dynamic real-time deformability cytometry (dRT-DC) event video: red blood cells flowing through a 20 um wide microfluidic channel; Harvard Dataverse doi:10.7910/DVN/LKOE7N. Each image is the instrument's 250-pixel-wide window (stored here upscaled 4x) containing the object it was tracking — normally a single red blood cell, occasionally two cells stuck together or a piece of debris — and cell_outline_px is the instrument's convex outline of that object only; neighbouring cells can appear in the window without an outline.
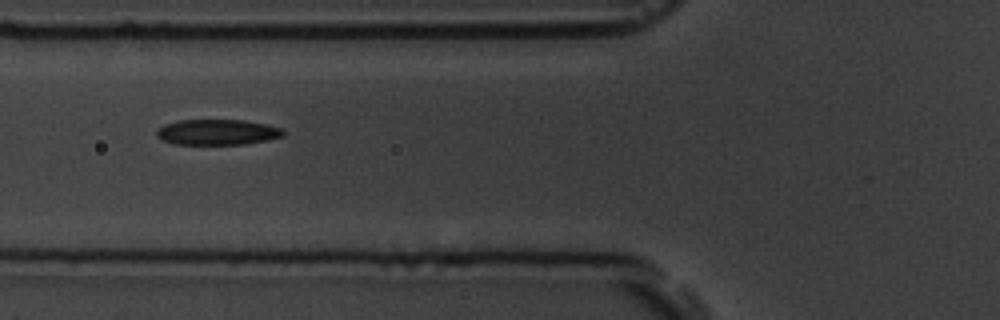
{"species": "common noctule bat (a hibernating species)", "species_latin": "Nyctalus noctula", "temperature_condition": "room temperature", "stored_images_in_passage": 12, "camera_frame_rate_fps": 3000, "um_per_image_px": 0.085, "animal": {"sex": "male", "body_mass_g": 19.5, "forearm_length_mm": 54.6}, "frame": {"image": 1, "passage_image": 3, "time_ms": 3.333, "image_size_px": [1000, 320], "cell_outline_px": [[284, 136], [268, 140], [244, 144], [176, 144], [160, 140], [156, 136], [156, 132], [164, 124], [180, 120], [244, 120], [284, 128]], "centroid_in_image_um": [18.48, 11.23], "position_along_channel_um": 107.3, "area_um2": 18.9}}
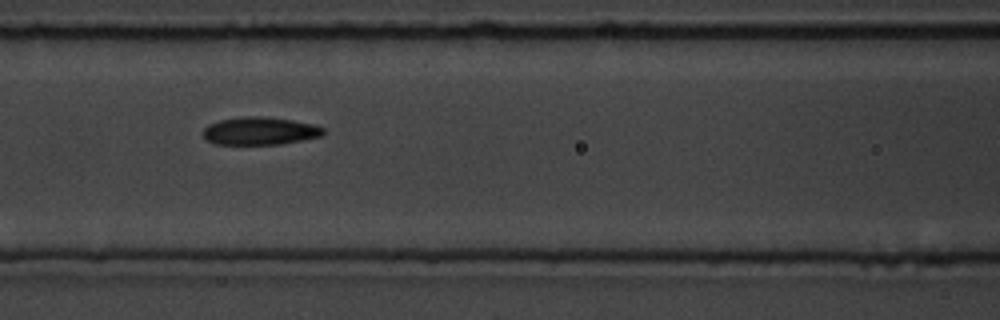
{"frame": {"image": 2, "passage_image": 4, "time_ms": 4.333, "image_size_px": [1000, 320], "cell_outline_px": [[324, 132], [320, 136], [280, 144], [216, 144], [208, 140], [204, 136], [204, 128], [208, 124], [220, 120], [240, 116], [260, 116], [292, 120], [312, 124], [324, 128]], "centroid_in_image_um": [22.06, 11.12], "position_along_channel_um": 144.5, "area_um2": 19.25}, "authors_computed_cell_mechanics": {"area_um2": 19.1896, "velocity_mm_per_s": 3.6996, "shape_relaxation_time_tau1_ms": 1.5335, "shape_relaxation_time_tau2_ms": null, "deformation_change_tau1": 0.0958, "deformation_change_tau2": null}}